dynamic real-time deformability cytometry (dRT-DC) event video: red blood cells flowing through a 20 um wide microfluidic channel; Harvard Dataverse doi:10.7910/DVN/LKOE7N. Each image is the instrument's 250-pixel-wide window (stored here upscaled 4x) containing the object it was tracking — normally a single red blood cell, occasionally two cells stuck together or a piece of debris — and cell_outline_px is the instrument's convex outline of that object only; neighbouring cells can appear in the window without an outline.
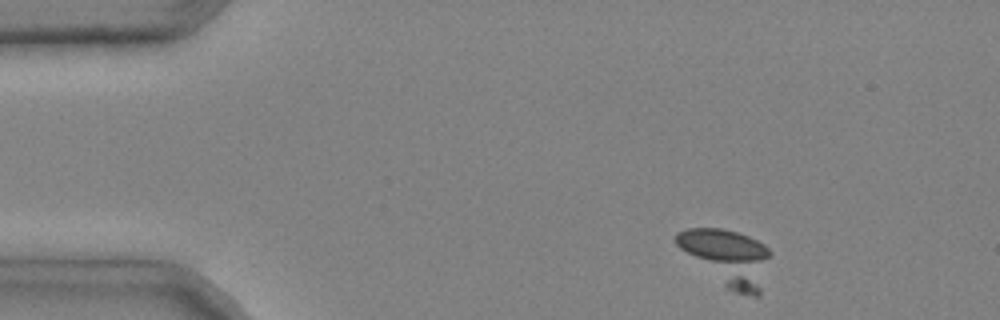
{"species": "common noctule bat (a hibernating species)", "species_latin": "Nyctalus noctula", "temperature_condition": "cold", "stored_images_in_passage": 4, "camera_frame_rate_fps": 3000, "um_per_image_px": 0.085, "animal": {"sex": "male", "body_mass_g": 20.4}, "frame": {"image": 1, "passage_image": 2, "time_ms": 0.333, "image_size_px": [1000, 320], "cell_outline_px": [[772, 252], [760, 296], [756, 296], [736, 292], [724, 288], [680, 248], [676, 244], [676, 232], [688, 228], [720, 228], [736, 232], [748, 236], [764, 244]], "centroid_in_image_um": [61.86, 21.89], "position_along_channel_um": 23.1, "area_um2": 30.63}}